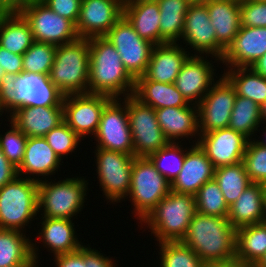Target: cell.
<instances>
[{
  "instance_id": "40",
  "label": "cell",
  "mask_w": 266,
  "mask_h": 267,
  "mask_svg": "<svg viewBox=\"0 0 266 267\" xmlns=\"http://www.w3.org/2000/svg\"><path fill=\"white\" fill-rule=\"evenodd\" d=\"M57 46L34 41L23 56V73L49 76Z\"/></svg>"
},
{
  "instance_id": "50",
  "label": "cell",
  "mask_w": 266,
  "mask_h": 267,
  "mask_svg": "<svg viewBox=\"0 0 266 267\" xmlns=\"http://www.w3.org/2000/svg\"><path fill=\"white\" fill-rule=\"evenodd\" d=\"M18 176L17 168L11 164L0 148V188Z\"/></svg>"
},
{
  "instance_id": "61",
  "label": "cell",
  "mask_w": 266,
  "mask_h": 267,
  "mask_svg": "<svg viewBox=\"0 0 266 267\" xmlns=\"http://www.w3.org/2000/svg\"><path fill=\"white\" fill-rule=\"evenodd\" d=\"M190 3H205L207 0H188Z\"/></svg>"
},
{
  "instance_id": "58",
  "label": "cell",
  "mask_w": 266,
  "mask_h": 267,
  "mask_svg": "<svg viewBox=\"0 0 266 267\" xmlns=\"http://www.w3.org/2000/svg\"><path fill=\"white\" fill-rule=\"evenodd\" d=\"M255 267H266V252L260 261L255 265Z\"/></svg>"
},
{
  "instance_id": "27",
  "label": "cell",
  "mask_w": 266,
  "mask_h": 267,
  "mask_svg": "<svg viewBox=\"0 0 266 267\" xmlns=\"http://www.w3.org/2000/svg\"><path fill=\"white\" fill-rule=\"evenodd\" d=\"M217 42L226 50L240 30V0H207Z\"/></svg>"
},
{
  "instance_id": "19",
  "label": "cell",
  "mask_w": 266,
  "mask_h": 267,
  "mask_svg": "<svg viewBox=\"0 0 266 267\" xmlns=\"http://www.w3.org/2000/svg\"><path fill=\"white\" fill-rule=\"evenodd\" d=\"M266 53V27H240L219 61L227 68L250 67Z\"/></svg>"
},
{
  "instance_id": "41",
  "label": "cell",
  "mask_w": 266,
  "mask_h": 267,
  "mask_svg": "<svg viewBox=\"0 0 266 267\" xmlns=\"http://www.w3.org/2000/svg\"><path fill=\"white\" fill-rule=\"evenodd\" d=\"M160 267H203L204 262L197 254L181 241L161 242Z\"/></svg>"
},
{
  "instance_id": "3",
  "label": "cell",
  "mask_w": 266,
  "mask_h": 267,
  "mask_svg": "<svg viewBox=\"0 0 266 267\" xmlns=\"http://www.w3.org/2000/svg\"><path fill=\"white\" fill-rule=\"evenodd\" d=\"M196 212L195 196L171 190L140 224H147L159 243L182 241Z\"/></svg>"
},
{
  "instance_id": "52",
  "label": "cell",
  "mask_w": 266,
  "mask_h": 267,
  "mask_svg": "<svg viewBox=\"0 0 266 267\" xmlns=\"http://www.w3.org/2000/svg\"><path fill=\"white\" fill-rule=\"evenodd\" d=\"M203 267H255V265L246 263L235 257L234 259L227 260V261L204 263Z\"/></svg>"
},
{
  "instance_id": "1",
  "label": "cell",
  "mask_w": 266,
  "mask_h": 267,
  "mask_svg": "<svg viewBox=\"0 0 266 267\" xmlns=\"http://www.w3.org/2000/svg\"><path fill=\"white\" fill-rule=\"evenodd\" d=\"M89 94L125 98L134 93L135 79L125 69L120 54L105 37L89 38ZM124 94V95H123Z\"/></svg>"
},
{
  "instance_id": "7",
  "label": "cell",
  "mask_w": 266,
  "mask_h": 267,
  "mask_svg": "<svg viewBox=\"0 0 266 267\" xmlns=\"http://www.w3.org/2000/svg\"><path fill=\"white\" fill-rule=\"evenodd\" d=\"M171 191V183L161 175L148 157H134L129 196L140 223Z\"/></svg>"
},
{
  "instance_id": "47",
  "label": "cell",
  "mask_w": 266,
  "mask_h": 267,
  "mask_svg": "<svg viewBox=\"0 0 266 267\" xmlns=\"http://www.w3.org/2000/svg\"><path fill=\"white\" fill-rule=\"evenodd\" d=\"M56 267H90V247L83 245L79 250L54 256Z\"/></svg>"
},
{
  "instance_id": "28",
  "label": "cell",
  "mask_w": 266,
  "mask_h": 267,
  "mask_svg": "<svg viewBox=\"0 0 266 267\" xmlns=\"http://www.w3.org/2000/svg\"><path fill=\"white\" fill-rule=\"evenodd\" d=\"M41 231H39L40 242L49 248L54 254H66L79 250L83 243L79 242L75 235V226L70 219H54L42 217ZM82 243V244H81Z\"/></svg>"
},
{
  "instance_id": "49",
  "label": "cell",
  "mask_w": 266,
  "mask_h": 267,
  "mask_svg": "<svg viewBox=\"0 0 266 267\" xmlns=\"http://www.w3.org/2000/svg\"><path fill=\"white\" fill-rule=\"evenodd\" d=\"M22 61V55L14 54L0 46V65L3 67L5 73H12L15 75L22 73Z\"/></svg>"
},
{
  "instance_id": "32",
  "label": "cell",
  "mask_w": 266,
  "mask_h": 267,
  "mask_svg": "<svg viewBox=\"0 0 266 267\" xmlns=\"http://www.w3.org/2000/svg\"><path fill=\"white\" fill-rule=\"evenodd\" d=\"M160 9V44L176 43L183 35L188 0H156Z\"/></svg>"
},
{
  "instance_id": "38",
  "label": "cell",
  "mask_w": 266,
  "mask_h": 267,
  "mask_svg": "<svg viewBox=\"0 0 266 267\" xmlns=\"http://www.w3.org/2000/svg\"><path fill=\"white\" fill-rule=\"evenodd\" d=\"M179 143L181 144V141L169 142L166 146L148 156L156 170L170 183L180 173L187 151V148L184 149L182 144L180 145Z\"/></svg>"
},
{
  "instance_id": "16",
  "label": "cell",
  "mask_w": 266,
  "mask_h": 267,
  "mask_svg": "<svg viewBox=\"0 0 266 267\" xmlns=\"http://www.w3.org/2000/svg\"><path fill=\"white\" fill-rule=\"evenodd\" d=\"M123 0H82L76 31L79 38L104 37L123 16Z\"/></svg>"
},
{
  "instance_id": "33",
  "label": "cell",
  "mask_w": 266,
  "mask_h": 267,
  "mask_svg": "<svg viewBox=\"0 0 266 267\" xmlns=\"http://www.w3.org/2000/svg\"><path fill=\"white\" fill-rule=\"evenodd\" d=\"M266 252V222L236 229V258L256 265Z\"/></svg>"
},
{
  "instance_id": "2",
  "label": "cell",
  "mask_w": 266,
  "mask_h": 267,
  "mask_svg": "<svg viewBox=\"0 0 266 267\" xmlns=\"http://www.w3.org/2000/svg\"><path fill=\"white\" fill-rule=\"evenodd\" d=\"M181 242L190 247L204 263L236 257V229L227 217L196 212Z\"/></svg>"
},
{
  "instance_id": "44",
  "label": "cell",
  "mask_w": 266,
  "mask_h": 267,
  "mask_svg": "<svg viewBox=\"0 0 266 267\" xmlns=\"http://www.w3.org/2000/svg\"><path fill=\"white\" fill-rule=\"evenodd\" d=\"M11 129L0 135V148L7 159L18 168L24 158L25 145L28 137L24 135L12 122Z\"/></svg>"
},
{
  "instance_id": "15",
  "label": "cell",
  "mask_w": 266,
  "mask_h": 267,
  "mask_svg": "<svg viewBox=\"0 0 266 267\" xmlns=\"http://www.w3.org/2000/svg\"><path fill=\"white\" fill-rule=\"evenodd\" d=\"M186 46L190 45L196 50L194 55L206 53L209 57L214 56V60H221L225 49L217 42L214 27L208 14L205 3H191L185 15L182 38ZM199 53V54H198ZM213 55V56H212Z\"/></svg>"
},
{
  "instance_id": "45",
  "label": "cell",
  "mask_w": 266,
  "mask_h": 267,
  "mask_svg": "<svg viewBox=\"0 0 266 267\" xmlns=\"http://www.w3.org/2000/svg\"><path fill=\"white\" fill-rule=\"evenodd\" d=\"M241 27H266V2L240 0Z\"/></svg>"
},
{
  "instance_id": "29",
  "label": "cell",
  "mask_w": 266,
  "mask_h": 267,
  "mask_svg": "<svg viewBox=\"0 0 266 267\" xmlns=\"http://www.w3.org/2000/svg\"><path fill=\"white\" fill-rule=\"evenodd\" d=\"M264 189L265 185L252 183L229 207L227 218L235 229L264 222Z\"/></svg>"
},
{
  "instance_id": "35",
  "label": "cell",
  "mask_w": 266,
  "mask_h": 267,
  "mask_svg": "<svg viewBox=\"0 0 266 267\" xmlns=\"http://www.w3.org/2000/svg\"><path fill=\"white\" fill-rule=\"evenodd\" d=\"M223 75L234 86L238 96L249 98L259 106L266 101V78L251 67L228 68Z\"/></svg>"
},
{
  "instance_id": "55",
  "label": "cell",
  "mask_w": 266,
  "mask_h": 267,
  "mask_svg": "<svg viewBox=\"0 0 266 267\" xmlns=\"http://www.w3.org/2000/svg\"><path fill=\"white\" fill-rule=\"evenodd\" d=\"M38 264H39L38 259H36L33 255H31L25 262L18 263L11 267H39L37 266Z\"/></svg>"
},
{
  "instance_id": "14",
  "label": "cell",
  "mask_w": 266,
  "mask_h": 267,
  "mask_svg": "<svg viewBox=\"0 0 266 267\" xmlns=\"http://www.w3.org/2000/svg\"><path fill=\"white\" fill-rule=\"evenodd\" d=\"M113 98L102 94H71L63 97L64 121L84 140L95 136L104 107Z\"/></svg>"
},
{
  "instance_id": "37",
  "label": "cell",
  "mask_w": 266,
  "mask_h": 267,
  "mask_svg": "<svg viewBox=\"0 0 266 267\" xmlns=\"http://www.w3.org/2000/svg\"><path fill=\"white\" fill-rule=\"evenodd\" d=\"M261 108L253 100L236 95L231 112L229 128L240 132L249 140L255 131H258L261 121Z\"/></svg>"
},
{
  "instance_id": "11",
  "label": "cell",
  "mask_w": 266,
  "mask_h": 267,
  "mask_svg": "<svg viewBox=\"0 0 266 267\" xmlns=\"http://www.w3.org/2000/svg\"><path fill=\"white\" fill-rule=\"evenodd\" d=\"M104 37L118 51L125 69L135 80L145 74L154 44L141 38L124 16Z\"/></svg>"
},
{
  "instance_id": "20",
  "label": "cell",
  "mask_w": 266,
  "mask_h": 267,
  "mask_svg": "<svg viewBox=\"0 0 266 267\" xmlns=\"http://www.w3.org/2000/svg\"><path fill=\"white\" fill-rule=\"evenodd\" d=\"M215 167L198 144L186 151L182 169L171 183V190L195 196L198 190L214 178Z\"/></svg>"
},
{
  "instance_id": "21",
  "label": "cell",
  "mask_w": 266,
  "mask_h": 267,
  "mask_svg": "<svg viewBox=\"0 0 266 267\" xmlns=\"http://www.w3.org/2000/svg\"><path fill=\"white\" fill-rule=\"evenodd\" d=\"M9 116V122L27 137H44L64 121V109L63 106H21Z\"/></svg>"
},
{
  "instance_id": "31",
  "label": "cell",
  "mask_w": 266,
  "mask_h": 267,
  "mask_svg": "<svg viewBox=\"0 0 266 267\" xmlns=\"http://www.w3.org/2000/svg\"><path fill=\"white\" fill-rule=\"evenodd\" d=\"M34 42L29 23L20 13L0 14V46L23 55Z\"/></svg>"
},
{
  "instance_id": "24",
  "label": "cell",
  "mask_w": 266,
  "mask_h": 267,
  "mask_svg": "<svg viewBox=\"0 0 266 267\" xmlns=\"http://www.w3.org/2000/svg\"><path fill=\"white\" fill-rule=\"evenodd\" d=\"M155 111L160 128L169 142H176L182 137L192 138L196 134L200 136L197 105L189 103L185 107H164Z\"/></svg>"
},
{
  "instance_id": "42",
  "label": "cell",
  "mask_w": 266,
  "mask_h": 267,
  "mask_svg": "<svg viewBox=\"0 0 266 267\" xmlns=\"http://www.w3.org/2000/svg\"><path fill=\"white\" fill-rule=\"evenodd\" d=\"M243 162L251 182L266 185V147L248 140Z\"/></svg>"
},
{
  "instance_id": "34",
  "label": "cell",
  "mask_w": 266,
  "mask_h": 267,
  "mask_svg": "<svg viewBox=\"0 0 266 267\" xmlns=\"http://www.w3.org/2000/svg\"><path fill=\"white\" fill-rule=\"evenodd\" d=\"M18 230L0 229V267L25 262L31 255L38 258L36 245ZM37 249V250H36Z\"/></svg>"
},
{
  "instance_id": "59",
  "label": "cell",
  "mask_w": 266,
  "mask_h": 267,
  "mask_svg": "<svg viewBox=\"0 0 266 267\" xmlns=\"http://www.w3.org/2000/svg\"><path fill=\"white\" fill-rule=\"evenodd\" d=\"M264 221L266 222V185L264 189Z\"/></svg>"
},
{
  "instance_id": "13",
  "label": "cell",
  "mask_w": 266,
  "mask_h": 267,
  "mask_svg": "<svg viewBox=\"0 0 266 267\" xmlns=\"http://www.w3.org/2000/svg\"><path fill=\"white\" fill-rule=\"evenodd\" d=\"M236 95L234 86L224 75L212 85L197 105L200 134L229 126Z\"/></svg>"
},
{
  "instance_id": "26",
  "label": "cell",
  "mask_w": 266,
  "mask_h": 267,
  "mask_svg": "<svg viewBox=\"0 0 266 267\" xmlns=\"http://www.w3.org/2000/svg\"><path fill=\"white\" fill-rule=\"evenodd\" d=\"M123 16L141 38L160 44V9L156 0H125Z\"/></svg>"
},
{
  "instance_id": "5",
  "label": "cell",
  "mask_w": 266,
  "mask_h": 267,
  "mask_svg": "<svg viewBox=\"0 0 266 267\" xmlns=\"http://www.w3.org/2000/svg\"><path fill=\"white\" fill-rule=\"evenodd\" d=\"M38 213V181L17 176L0 188V229L22 230Z\"/></svg>"
},
{
  "instance_id": "51",
  "label": "cell",
  "mask_w": 266,
  "mask_h": 267,
  "mask_svg": "<svg viewBox=\"0 0 266 267\" xmlns=\"http://www.w3.org/2000/svg\"><path fill=\"white\" fill-rule=\"evenodd\" d=\"M111 258L103 256L98 250L91 249L90 247V267H115Z\"/></svg>"
},
{
  "instance_id": "18",
  "label": "cell",
  "mask_w": 266,
  "mask_h": 267,
  "mask_svg": "<svg viewBox=\"0 0 266 267\" xmlns=\"http://www.w3.org/2000/svg\"><path fill=\"white\" fill-rule=\"evenodd\" d=\"M204 56L191 55L178 73L175 85L188 103L198 105L215 83V69ZM195 100V101H194Z\"/></svg>"
},
{
  "instance_id": "8",
  "label": "cell",
  "mask_w": 266,
  "mask_h": 267,
  "mask_svg": "<svg viewBox=\"0 0 266 267\" xmlns=\"http://www.w3.org/2000/svg\"><path fill=\"white\" fill-rule=\"evenodd\" d=\"M135 157H148L169 143L157 121L155 109L133 94L124 98Z\"/></svg>"
},
{
  "instance_id": "43",
  "label": "cell",
  "mask_w": 266,
  "mask_h": 267,
  "mask_svg": "<svg viewBox=\"0 0 266 267\" xmlns=\"http://www.w3.org/2000/svg\"><path fill=\"white\" fill-rule=\"evenodd\" d=\"M44 138L56 155L63 160L64 155L78 148L81 138L67 125L65 121L48 132Z\"/></svg>"
},
{
  "instance_id": "22",
  "label": "cell",
  "mask_w": 266,
  "mask_h": 267,
  "mask_svg": "<svg viewBox=\"0 0 266 267\" xmlns=\"http://www.w3.org/2000/svg\"><path fill=\"white\" fill-rule=\"evenodd\" d=\"M64 95L49 76L20 73L16 84V108L21 106H63Z\"/></svg>"
},
{
  "instance_id": "62",
  "label": "cell",
  "mask_w": 266,
  "mask_h": 267,
  "mask_svg": "<svg viewBox=\"0 0 266 267\" xmlns=\"http://www.w3.org/2000/svg\"><path fill=\"white\" fill-rule=\"evenodd\" d=\"M5 71L3 69V67L0 65V82H1V78L4 76Z\"/></svg>"
},
{
  "instance_id": "46",
  "label": "cell",
  "mask_w": 266,
  "mask_h": 267,
  "mask_svg": "<svg viewBox=\"0 0 266 267\" xmlns=\"http://www.w3.org/2000/svg\"><path fill=\"white\" fill-rule=\"evenodd\" d=\"M18 75L5 73L0 82V116L16 109V84ZM2 112V113H1Z\"/></svg>"
},
{
  "instance_id": "12",
  "label": "cell",
  "mask_w": 266,
  "mask_h": 267,
  "mask_svg": "<svg viewBox=\"0 0 266 267\" xmlns=\"http://www.w3.org/2000/svg\"><path fill=\"white\" fill-rule=\"evenodd\" d=\"M120 98H113L101 115L98 130L94 136L96 148L134 155L132 133L128 122L127 104Z\"/></svg>"
},
{
  "instance_id": "10",
  "label": "cell",
  "mask_w": 266,
  "mask_h": 267,
  "mask_svg": "<svg viewBox=\"0 0 266 267\" xmlns=\"http://www.w3.org/2000/svg\"><path fill=\"white\" fill-rule=\"evenodd\" d=\"M19 13L29 23L36 42L59 46L79 38L75 24L52 11L42 0L33 2Z\"/></svg>"
},
{
  "instance_id": "23",
  "label": "cell",
  "mask_w": 266,
  "mask_h": 267,
  "mask_svg": "<svg viewBox=\"0 0 266 267\" xmlns=\"http://www.w3.org/2000/svg\"><path fill=\"white\" fill-rule=\"evenodd\" d=\"M177 43L154 45L144 76L156 82L175 83L183 64L193 53Z\"/></svg>"
},
{
  "instance_id": "56",
  "label": "cell",
  "mask_w": 266,
  "mask_h": 267,
  "mask_svg": "<svg viewBox=\"0 0 266 267\" xmlns=\"http://www.w3.org/2000/svg\"><path fill=\"white\" fill-rule=\"evenodd\" d=\"M0 14H8V0H0Z\"/></svg>"
},
{
  "instance_id": "9",
  "label": "cell",
  "mask_w": 266,
  "mask_h": 267,
  "mask_svg": "<svg viewBox=\"0 0 266 267\" xmlns=\"http://www.w3.org/2000/svg\"><path fill=\"white\" fill-rule=\"evenodd\" d=\"M96 172L108 202H121L129 194L134 155L96 148Z\"/></svg>"
},
{
  "instance_id": "60",
  "label": "cell",
  "mask_w": 266,
  "mask_h": 267,
  "mask_svg": "<svg viewBox=\"0 0 266 267\" xmlns=\"http://www.w3.org/2000/svg\"><path fill=\"white\" fill-rule=\"evenodd\" d=\"M266 130V129H265ZM263 134H264V136L266 135V132L264 133L263 132ZM256 140V142H258V143H260L261 145H263V146H265L266 147V136H265V139H263V140H257V139H255Z\"/></svg>"
},
{
  "instance_id": "17",
  "label": "cell",
  "mask_w": 266,
  "mask_h": 267,
  "mask_svg": "<svg viewBox=\"0 0 266 267\" xmlns=\"http://www.w3.org/2000/svg\"><path fill=\"white\" fill-rule=\"evenodd\" d=\"M248 138L227 127L200 134L195 144L204 151L215 168L243 161Z\"/></svg>"
},
{
  "instance_id": "30",
  "label": "cell",
  "mask_w": 266,
  "mask_h": 267,
  "mask_svg": "<svg viewBox=\"0 0 266 267\" xmlns=\"http://www.w3.org/2000/svg\"><path fill=\"white\" fill-rule=\"evenodd\" d=\"M133 95L153 109L185 107L189 103L177 90L175 83H162L147 79L144 75L135 80Z\"/></svg>"
},
{
  "instance_id": "25",
  "label": "cell",
  "mask_w": 266,
  "mask_h": 267,
  "mask_svg": "<svg viewBox=\"0 0 266 267\" xmlns=\"http://www.w3.org/2000/svg\"><path fill=\"white\" fill-rule=\"evenodd\" d=\"M61 159L49 146L44 137H28L24 158L17 168L18 176L30 175L29 179L40 181L39 176H51L59 169ZM33 175V178L31 176ZM36 174V178L34 176ZM38 176V178H37Z\"/></svg>"
},
{
  "instance_id": "48",
  "label": "cell",
  "mask_w": 266,
  "mask_h": 267,
  "mask_svg": "<svg viewBox=\"0 0 266 267\" xmlns=\"http://www.w3.org/2000/svg\"><path fill=\"white\" fill-rule=\"evenodd\" d=\"M52 11L67 18L75 25L79 17L82 0H42Z\"/></svg>"
},
{
  "instance_id": "4",
  "label": "cell",
  "mask_w": 266,
  "mask_h": 267,
  "mask_svg": "<svg viewBox=\"0 0 266 267\" xmlns=\"http://www.w3.org/2000/svg\"><path fill=\"white\" fill-rule=\"evenodd\" d=\"M89 39L59 45L49 73L50 81L64 95L88 93Z\"/></svg>"
},
{
  "instance_id": "6",
  "label": "cell",
  "mask_w": 266,
  "mask_h": 267,
  "mask_svg": "<svg viewBox=\"0 0 266 267\" xmlns=\"http://www.w3.org/2000/svg\"><path fill=\"white\" fill-rule=\"evenodd\" d=\"M88 182L85 178H66L54 183L38 182V212L42 217L70 219L83 209Z\"/></svg>"
},
{
  "instance_id": "57",
  "label": "cell",
  "mask_w": 266,
  "mask_h": 267,
  "mask_svg": "<svg viewBox=\"0 0 266 267\" xmlns=\"http://www.w3.org/2000/svg\"><path fill=\"white\" fill-rule=\"evenodd\" d=\"M261 110V121L264 124L266 122V101L260 106Z\"/></svg>"
},
{
  "instance_id": "39",
  "label": "cell",
  "mask_w": 266,
  "mask_h": 267,
  "mask_svg": "<svg viewBox=\"0 0 266 267\" xmlns=\"http://www.w3.org/2000/svg\"><path fill=\"white\" fill-rule=\"evenodd\" d=\"M195 199L197 212L215 217H228L229 206L214 178L198 190Z\"/></svg>"
},
{
  "instance_id": "53",
  "label": "cell",
  "mask_w": 266,
  "mask_h": 267,
  "mask_svg": "<svg viewBox=\"0 0 266 267\" xmlns=\"http://www.w3.org/2000/svg\"><path fill=\"white\" fill-rule=\"evenodd\" d=\"M37 0H8V14L19 13L23 8L30 6Z\"/></svg>"
},
{
  "instance_id": "54",
  "label": "cell",
  "mask_w": 266,
  "mask_h": 267,
  "mask_svg": "<svg viewBox=\"0 0 266 267\" xmlns=\"http://www.w3.org/2000/svg\"><path fill=\"white\" fill-rule=\"evenodd\" d=\"M256 73L266 78V53L250 66Z\"/></svg>"
},
{
  "instance_id": "36",
  "label": "cell",
  "mask_w": 266,
  "mask_h": 267,
  "mask_svg": "<svg viewBox=\"0 0 266 267\" xmlns=\"http://www.w3.org/2000/svg\"><path fill=\"white\" fill-rule=\"evenodd\" d=\"M214 179L219 184L223 197L229 207L252 184L243 161L215 168Z\"/></svg>"
}]
</instances>
